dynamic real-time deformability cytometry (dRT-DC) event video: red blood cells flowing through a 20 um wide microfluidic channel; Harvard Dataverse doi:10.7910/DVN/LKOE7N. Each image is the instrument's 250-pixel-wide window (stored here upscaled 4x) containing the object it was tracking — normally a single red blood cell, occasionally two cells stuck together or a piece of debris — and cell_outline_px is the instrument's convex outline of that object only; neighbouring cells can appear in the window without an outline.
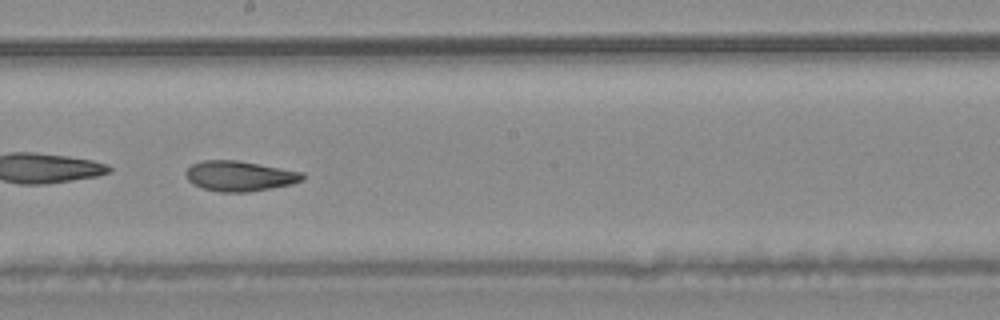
{"species": "common noctule bat (a hibernating species)", "species_latin": "Nyctalus noctula", "temperature_condition": "warm", "stored_images_in_passage": 48, "camera_frame_rate_fps": 3000, "um_per_image_px": 0.085, "animal": {"sex": "male", "body_mass_g": 20.4}, "frame": {"image": 1, "passage_image": 28, "time_ms": 9.0, "image_size_px": [1000, 320], "cell_outline_px": [[304, 180], [292, 184], [272, 188], [248, 192], [220, 192], [204, 188], [192, 184], [188, 180], [184, 172], [192, 164], [204, 160], [236, 160], [304, 172]], "centroid_in_image_um": [20.37, 14.96], "position_along_channel_um": 227.8, "area_um2": 20.58}, "authors_computed_cell_mechanics": {"area_um2": 21.9929, "velocity_mm_per_s": 4.228, "shape_relaxation_time_tau1_ms": null, "shape_relaxation_time_tau2_ms": 2.5002, "deformation_change_tau1": null, "deformation_change_tau2": 0.0814}}